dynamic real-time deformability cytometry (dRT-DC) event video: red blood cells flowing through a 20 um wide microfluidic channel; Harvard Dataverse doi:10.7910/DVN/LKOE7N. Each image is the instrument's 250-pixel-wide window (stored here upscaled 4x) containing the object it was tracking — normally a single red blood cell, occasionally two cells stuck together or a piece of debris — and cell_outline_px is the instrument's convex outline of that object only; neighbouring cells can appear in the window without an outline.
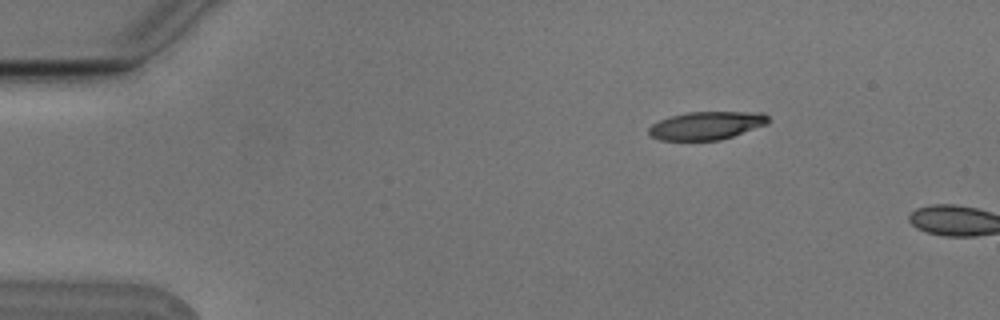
{"species": "Egyptian fruit bat (a non-hibernating species)", "species_latin": "Rousettus aegyptiacus", "temperature_condition": "cold", "stored_images_in_passage": 4, "camera_frame_rate_fps": 3000, "um_per_image_px": 0.085, "animal": {"sex": "male"}, "frame": {"image": 1, "passage_image": 1, "time_ms": 0.0, "image_size_px": [1000, 320], "cell_outline_px": [[768, 124], [720, 140], [660, 140], [652, 136], [648, 132], [648, 128], [652, 124], [660, 120], [672, 116], [688, 112], [764, 112], [768, 116]], "centroid_in_image_um": [60.07, 10.67], "position_along_channel_um": 24.9, "area_um2": 19.42}}